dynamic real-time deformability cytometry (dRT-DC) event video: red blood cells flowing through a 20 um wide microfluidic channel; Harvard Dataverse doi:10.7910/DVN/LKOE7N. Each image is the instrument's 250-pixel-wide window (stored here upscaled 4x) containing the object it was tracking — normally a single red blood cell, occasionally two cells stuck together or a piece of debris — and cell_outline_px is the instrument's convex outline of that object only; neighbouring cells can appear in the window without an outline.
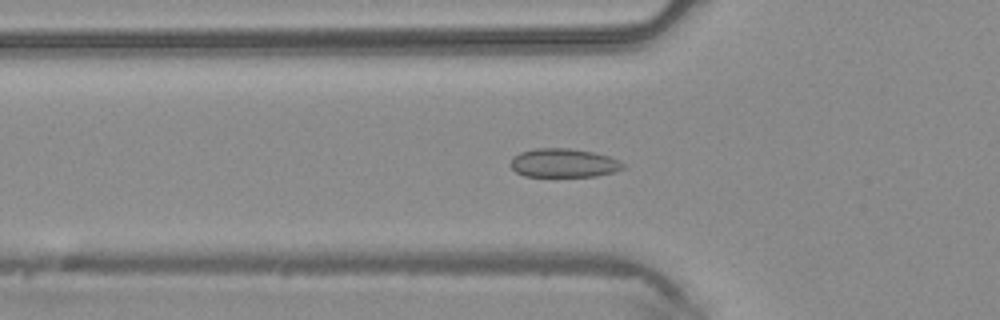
{"species": "common noctule bat (a hibernating species)", "species_latin": "Nyctalus noctula", "temperature_condition": "warm", "stored_images_in_passage": 40, "camera_frame_rate_fps": 3000, "um_per_image_px": 0.085, "animal": {"sex": "male", "body_mass_g": 20.4}, "frame": {"image": 1, "passage_image": 15, "time_ms": 4.667, "image_size_px": [1000, 320], "cell_outline_px": [[624, 168], [612, 172], [596, 176], [524, 176], [516, 172], [508, 164], [512, 156], [520, 152], [536, 148], [568, 148], [592, 152], [608, 156], [620, 160], [624, 164]], "centroid_in_image_um": [47.86, 13.85], "position_along_channel_um": 77.9, "area_um2": 18.9}}
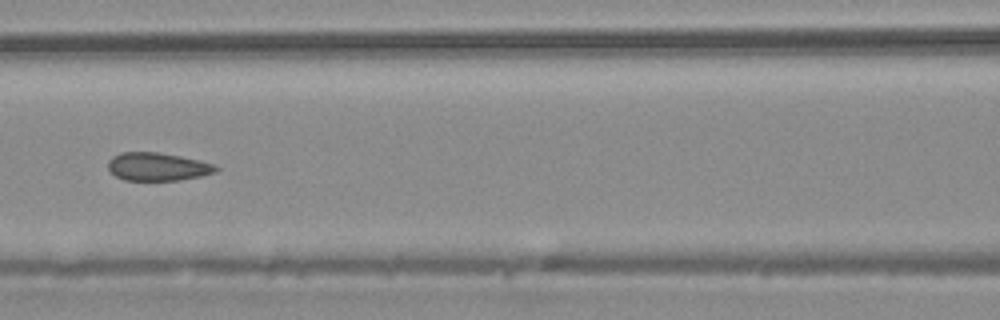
{"frame": {"image": 2, "passage_image": 20, "time_ms": 6.333, "image_size_px": [1000, 320], "cell_outline_px": [[220, 168], [216, 172], [200, 176], [180, 180], [124, 180], [116, 176], [108, 168], [108, 160], [112, 156], [120, 152], [156, 152], [180, 156], [200, 160], [216, 164]], "centroid_in_image_um": [13.41, 14.16], "position_along_channel_um": 153.2, "area_um2": 17.74}}
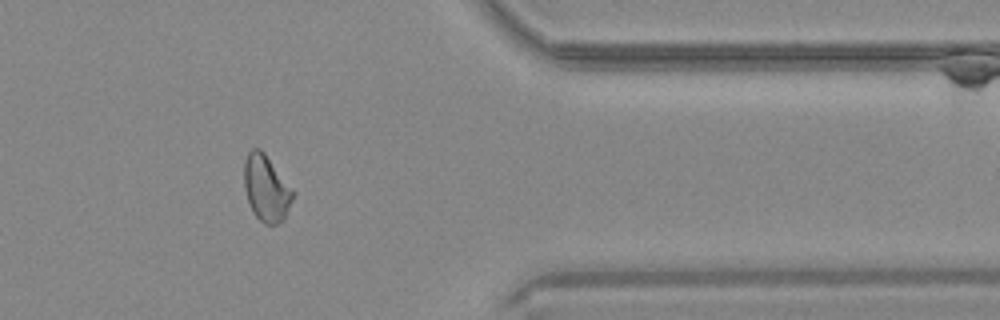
{"frame": {"image": 3, "passage_image": 37, "time_ms": 12.0, "image_size_px": [1000, 320], "cell_outline_px": [[296, 192], [284, 220], [276, 224], [264, 224], [256, 216], [248, 200], [244, 188], [244, 160], [248, 152], [252, 148], [260, 148], [264, 152]], "centroid_in_image_um": [22.65, 15.99], "position_along_channel_um": 388.8, "area_um2": 18.96}}